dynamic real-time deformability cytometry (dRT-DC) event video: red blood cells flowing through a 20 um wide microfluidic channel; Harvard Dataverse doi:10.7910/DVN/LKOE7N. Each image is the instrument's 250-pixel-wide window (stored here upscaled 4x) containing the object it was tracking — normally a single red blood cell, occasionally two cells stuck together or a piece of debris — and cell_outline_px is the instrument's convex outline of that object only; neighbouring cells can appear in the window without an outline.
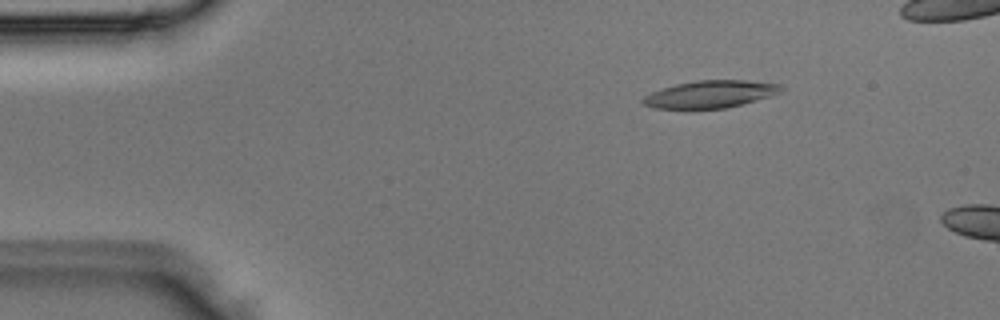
{"species": "Egyptian fruit bat (a non-hibernating species)", "species_latin": "Rousettus aegyptiacus", "temperature_condition": "room temperature", "stored_images_in_passage": 3, "camera_frame_rate_fps": 3000, "um_per_image_px": 0.085, "animal": {"sex": "male"}, "frame": {"image": 1, "passage_image": 3, "time_ms": 0.667, "image_size_px": [1000, 320], "cell_outline_px": [[784, 88], [780, 92], [768, 96], [728, 108], [656, 108], [644, 104], [640, 100], [644, 96], [652, 92], [676, 84], [696, 80], [744, 80], [780, 84]], "centroid_in_image_um": [60.37, 8.0], "position_along_channel_um": 24.6, "area_um2": 21.62}}